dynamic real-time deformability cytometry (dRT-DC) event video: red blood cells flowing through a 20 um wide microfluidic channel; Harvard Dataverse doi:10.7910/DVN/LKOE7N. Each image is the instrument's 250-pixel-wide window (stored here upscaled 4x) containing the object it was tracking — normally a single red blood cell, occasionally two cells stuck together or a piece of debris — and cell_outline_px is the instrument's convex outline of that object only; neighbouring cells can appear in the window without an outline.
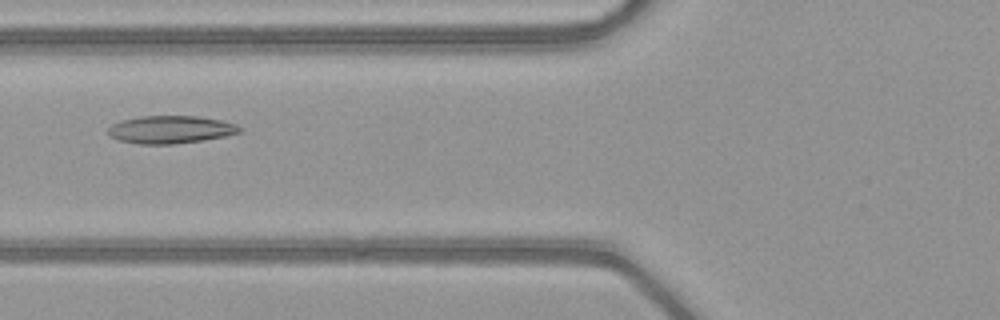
{"species": "common noctule bat (a hibernating species)", "species_latin": "Nyctalus noctula", "temperature_condition": "warm", "stored_images_in_passage": 49, "camera_frame_rate_fps": 3000, "um_per_image_px": 0.085, "animal": {"sex": "female", "body_mass_g": 21.9}, "frame": {"image": 1, "passage_image": 19, "time_ms": 6.0, "image_size_px": [1000, 320], "cell_outline_px": [[244, 128], [240, 132], [224, 136], [204, 140], [172, 144], [140, 144], [120, 140], [108, 136], [108, 128], [112, 124], [120, 120], [140, 116], [196, 116], [224, 120], [236, 124]], "centroid_in_image_um": [14.51, 11.0], "position_along_channel_um": 111.3, "area_um2": 21.39}}
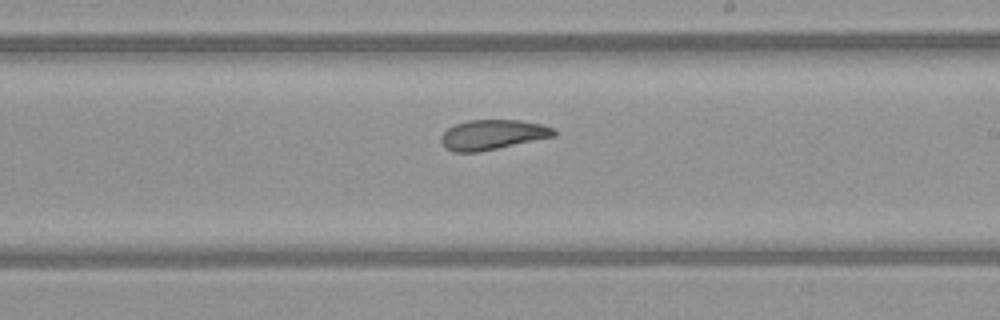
{"frame": {"image": 2, "passage_image": 29, "time_ms": 9.333, "image_size_px": [1000, 320], "cell_outline_px": [[556, 136], [480, 152], [452, 152], [444, 148], [440, 140], [440, 136], [448, 128], [456, 124], [468, 120], [520, 120], [540, 124], [552, 128], [556, 132]], "centroid_in_image_um": [41.83, 11.46], "position_along_channel_um": 247.2, "area_um2": 19.77}}
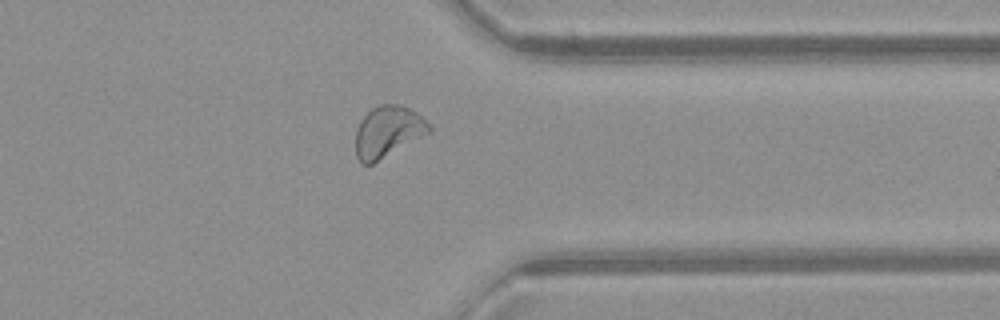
{"frame": {"image": 3, "passage_image": 39, "time_ms": 12.667, "image_size_px": [1000, 320], "cell_outline_px": [[432, 132], [372, 164], [360, 164], [356, 156], [356, 128], [360, 120], [372, 108], [380, 104], [400, 104], [416, 112], [432, 128]], "centroid_in_image_um": [32.96, 11.2], "position_along_channel_um": 378.4, "area_um2": 22.02}, "authors_computed_cell_mechanics": {"area_um2": 22.1374, "velocity_mm_per_s": 4.0569, "shape_relaxation_time_tau1_ms": null, "shape_relaxation_time_tau2_ms": 2.6705, "deformation_change_tau1": null, "deformation_change_tau2": 0.0802}}